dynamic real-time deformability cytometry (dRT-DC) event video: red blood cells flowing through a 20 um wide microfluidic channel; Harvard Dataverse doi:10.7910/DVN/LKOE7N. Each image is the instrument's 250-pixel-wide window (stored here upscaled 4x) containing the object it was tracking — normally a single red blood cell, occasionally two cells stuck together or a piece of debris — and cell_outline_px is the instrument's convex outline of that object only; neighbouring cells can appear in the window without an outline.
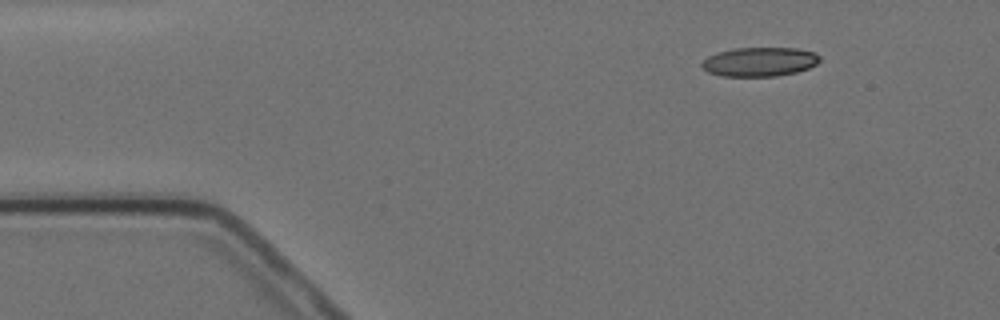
{"species": "Egyptian fruit bat (a non-hibernating species)", "species_latin": "Rousettus aegyptiacus", "temperature_condition": "cold", "stored_images_in_passage": 3, "segment_of_instrument_passage": [2, 2], "camera_frame_rate_fps": 3000, "um_per_image_px": 0.085, "animal": {"sex": "female"}, "frame": {"image": 1, "passage_image": 3, "time_ms": 3.333, "image_size_px": [1000, 320], "cell_outline_px": [[820, 60], [816, 64], [808, 68], [796, 72], [776, 76], [720, 76], [708, 72], [700, 64], [708, 56], [716, 52], [736, 48], [796, 48], [816, 52], [820, 56]], "centroid_in_image_um": [64.57, 5.25], "position_along_channel_um": 20.4, "area_um2": 20.06}}